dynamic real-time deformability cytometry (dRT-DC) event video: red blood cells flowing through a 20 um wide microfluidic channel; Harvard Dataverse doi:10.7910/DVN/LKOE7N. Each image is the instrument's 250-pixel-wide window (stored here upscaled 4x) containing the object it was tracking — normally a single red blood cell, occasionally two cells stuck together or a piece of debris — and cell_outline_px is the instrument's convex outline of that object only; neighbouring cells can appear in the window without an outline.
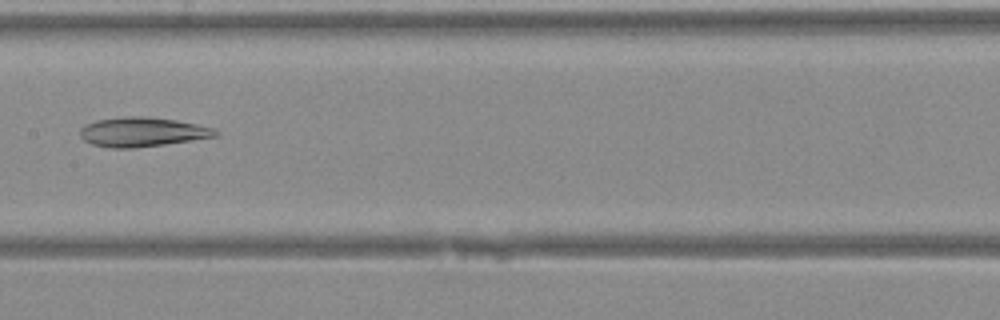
{"species": "Egyptian fruit bat (a non-hibernating species)", "species_latin": "Rousettus aegyptiacus", "temperature_condition": "warm", "stored_images_in_passage": 43, "camera_frame_rate_fps": 3000, "um_per_image_px": 0.085, "animal": {"sex": "female"}, "frame": {"image": 1, "passage_image": 23, "time_ms": 7.333, "image_size_px": [1000, 320], "cell_outline_px": [[220, 132], [216, 136], [164, 144], [136, 148], [112, 148], [92, 144], [84, 140], [80, 136], [80, 128], [84, 124], [96, 120], [124, 116], [148, 116], [176, 120], [196, 124], [212, 128]], "centroid_in_image_um": [12.04, 11.21], "position_along_channel_um": 195.4, "area_um2": 23.18}}
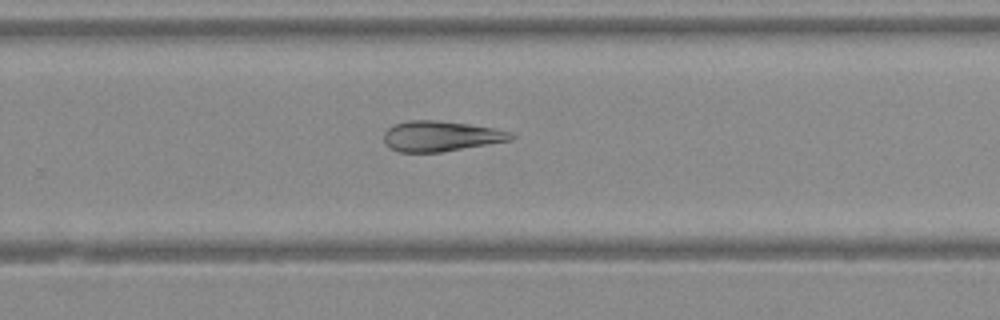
{"frame": {"image": 2, "passage_image": 29, "time_ms": 9.333, "image_size_px": [1000, 320], "cell_outline_px": [[516, 136], [512, 140], [440, 152], [400, 152], [392, 148], [384, 140], [384, 132], [388, 128], [396, 124], [408, 120], [440, 120], [468, 124], [492, 128], [512, 132]], "centroid_in_image_um": [37.49, 11.56], "position_along_channel_um": 292.3, "area_um2": 22.31}}
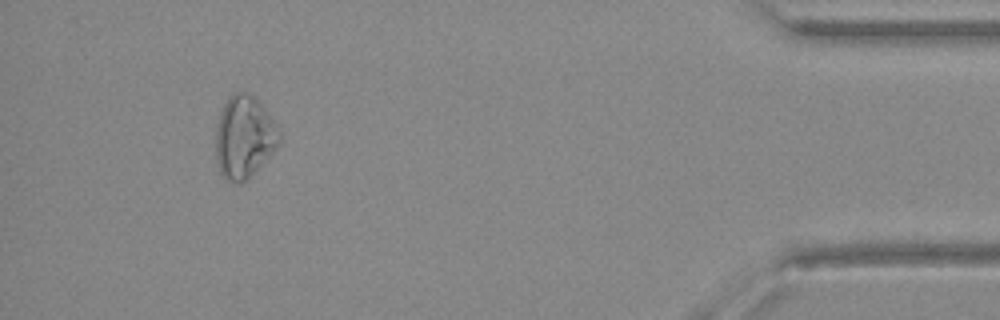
{"frame": {"image": 3, "passage_image": 40, "time_ms": 13.0, "image_size_px": [1000, 320], "cell_outline_px": [[280, 140], [276, 148], [240, 184], [228, 180], [220, 172], [216, 160], [216, 128], [220, 112], [228, 96], [232, 92], [244, 92], [252, 96], [264, 108], [280, 132]], "centroid_in_image_um": [20.71, 11.62], "position_along_channel_um": 414.5, "area_um2": 29.77}}